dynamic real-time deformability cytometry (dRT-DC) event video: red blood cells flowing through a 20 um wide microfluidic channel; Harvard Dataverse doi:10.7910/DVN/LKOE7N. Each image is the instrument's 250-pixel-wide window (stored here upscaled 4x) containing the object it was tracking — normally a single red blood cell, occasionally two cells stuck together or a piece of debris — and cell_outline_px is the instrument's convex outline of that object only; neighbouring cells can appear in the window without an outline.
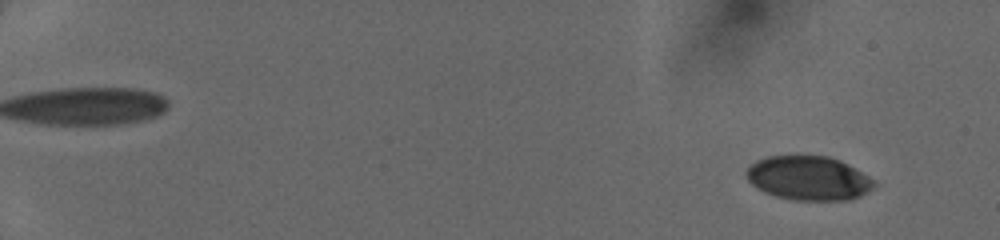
{"species": "human", "species_latin": "Homo sapiens", "temperature_condition": "cold", "stored_images_in_passage": 20, "camera_frame_rate_fps": 3000, "um_per_image_px": 0.085, "donor": {"sex": "female"}, "frame": {"image": 1, "passage_image": 3, "time_ms": 1.0, "image_size_px": [1000, 240], "cell_outline_px": [[876, 184], [868, 192], [860, 196], [848, 200], [792, 200], [776, 196], [764, 192], [756, 188], [748, 180], [744, 172], [756, 160], [768, 156], [828, 156], [840, 160], [848, 164], [868, 176]], "centroid_in_image_um": [68.71, 15.15], "position_along_channel_um": 16.3, "area_um2": 32.83}}
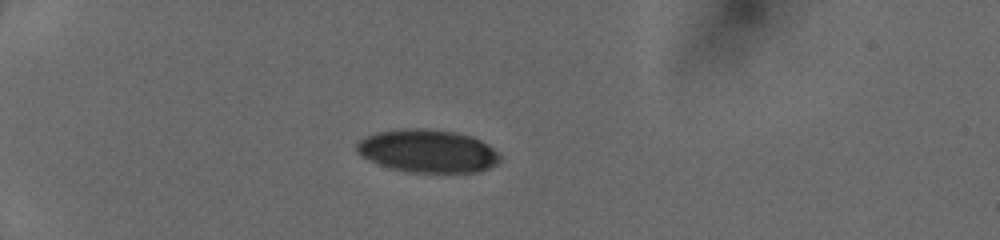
{"frame": {"image": 2, "passage_image": 13, "time_ms": 5.0, "image_size_px": [1000, 240], "cell_outline_px": [[500, 160], [496, 164], [480, 172], [412, 172], [388, 168], [368, 160], [356, 152], [356, 144], [364, 136], [376, 132], [404, 128], [428, 128], [456, 132], [472, 136], [488, 144], [500, 156]], "centroid_in_image_um": [36.32, 12.83], "position_along_channel_um": 48.7, "area_um2": 36.13}}
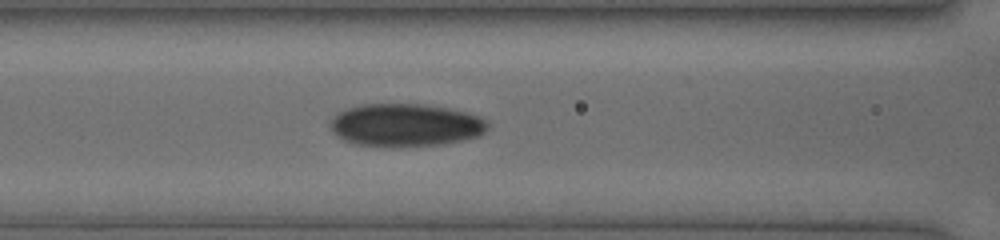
{"frame": {"image": 3, "passage_image": 20, "time_ms": 8.0, "image_size_px": [1000, 240], "cell_outline_px": [[488, 128], [484, 132], [476, 136], [460, 140], [440, 144], [400, 148], [384, 148], [356, 144], [344, 140], [336, 136], [332, 132], [332, 120], [340, 112], [348, 108], [364, 104], [424, 104], [448, 108], [464, 112], [476, 116], [484, 120], [488, 124]], "centroid_in_image_um": [34.43, 10.66], "position_along_channel_um": 132.2, "area_um2": 39.25}}